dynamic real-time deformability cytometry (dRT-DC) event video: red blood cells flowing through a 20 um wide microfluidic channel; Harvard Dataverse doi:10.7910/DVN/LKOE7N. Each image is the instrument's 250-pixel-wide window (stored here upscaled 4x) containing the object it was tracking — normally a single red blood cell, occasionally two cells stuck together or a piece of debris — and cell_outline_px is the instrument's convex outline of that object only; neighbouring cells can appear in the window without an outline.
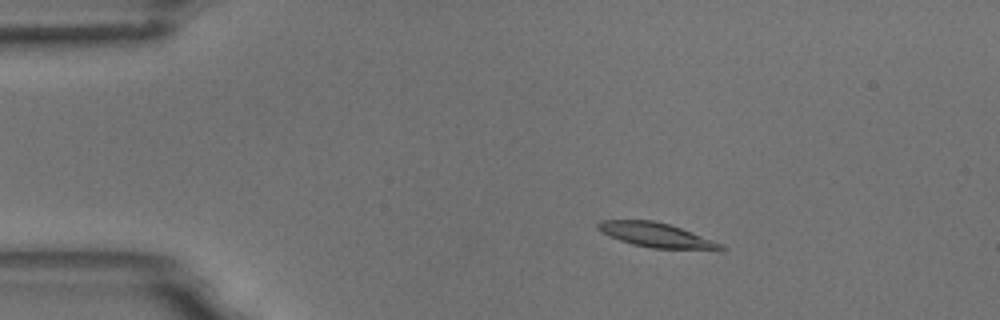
{"species": "common noctule bat (a hibernating species)", "species_latin": "Nyctalus noctula", "temperature_condition": "room temperature", "stored_images_in_passage": 6, "camera_frame_rate_fps": 3000, "um_per_image_px": 0.085, "animal": {"sex": "male", "body_mass_g": 18.8}, "frame": {"image": 1, "passage_image": 3, "time_ms": 2.333, "image_size_px": [1000, 320], "cell_outline_px": [[728, 248], [720, 252], [652, 248], [632, 244], [620, 240], [596, 228], [596, 224], [600, 220], [652, 220], [668, 224], [680, 228], [724, 244]], "centroid_in_image_um": [55.94, 20.03], "position_along_channel_um": 29.1, "area_um2": 17.92}}
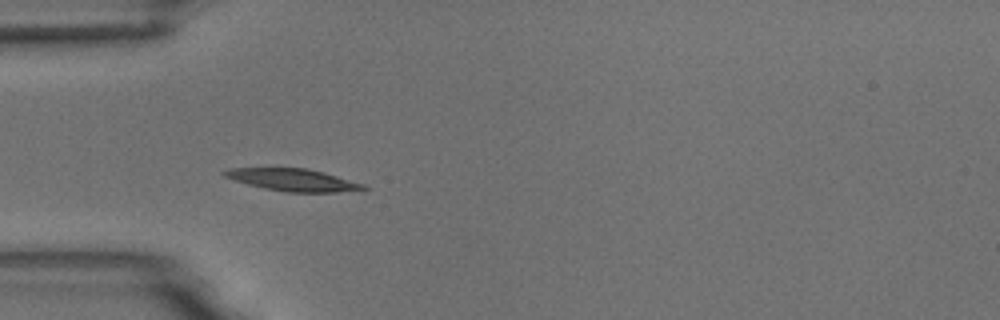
{"frame": {"image": 2, "passage_image": 5, "time_ms": 4.667, "image_size_px": [1000, 320], "cell_outline_px": [[368, 188], [364, 192], [288, 192], [264, 188], [248, 184], [224, 176], [220, 172], [228, 168], [304, 168], [324, 172], [364, 184]], "centroid_in_image_um": [24.99, 15.3], "position_along_channel_um": 60.0, "area_um2": 18.15}}